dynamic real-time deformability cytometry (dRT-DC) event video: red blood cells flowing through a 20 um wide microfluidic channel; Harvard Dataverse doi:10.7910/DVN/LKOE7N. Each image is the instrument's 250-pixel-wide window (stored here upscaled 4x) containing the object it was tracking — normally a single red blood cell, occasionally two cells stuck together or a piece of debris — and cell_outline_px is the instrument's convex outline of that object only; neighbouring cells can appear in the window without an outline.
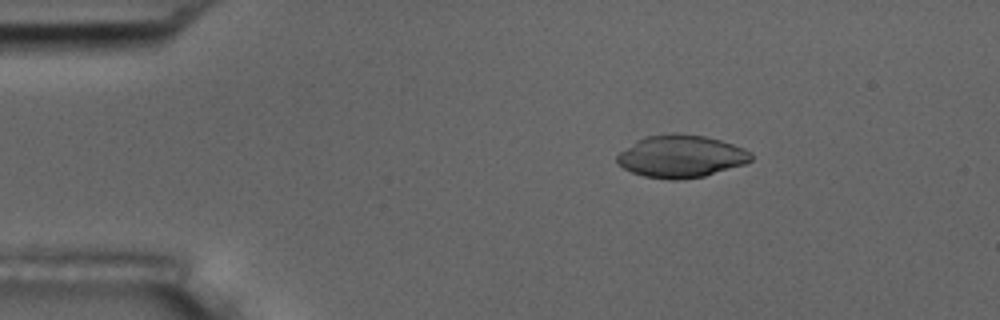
{"species": "common noctule bat (a hibernating species)", "species_latin": "Nyctalus noctula", "temperature_condition": "room temperature", "stored_images_in_passage": 3, "camera_frame_rate_fps": 3000, "um_per_image_px": 0.085, "animal": {"sex": "male", "body_mass_g": 17.5, "forearm_length_mm": 52.3}, "frame": {"image": 1, "passage_image": 1, "time_ms": 0.0, "image_size_px": [1000, 320], "cell_outline_px": [[752, 160], [744, 164], [704, 176], [676, 180], [668, 180], [644, 176], [632, 172], [624, 168], [616, 160], [616, 156], [620, 152], [636, 140], [644, 136], [672, 132], [676, 132], [704, 136], [720, 140], [744, 148], [752, 152]], "centroid_in_image_um": [57.88, 13.27], "position_along_channel_um": 27.1, "area_um2": 33.23}}